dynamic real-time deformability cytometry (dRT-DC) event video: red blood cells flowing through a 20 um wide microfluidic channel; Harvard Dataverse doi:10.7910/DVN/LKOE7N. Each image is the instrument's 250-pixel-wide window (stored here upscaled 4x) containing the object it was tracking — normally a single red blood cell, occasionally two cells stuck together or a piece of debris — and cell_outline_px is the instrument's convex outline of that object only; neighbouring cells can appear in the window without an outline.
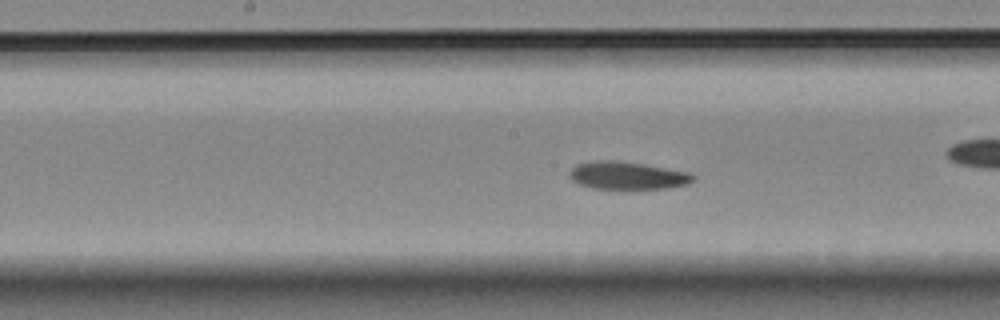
{"species": "Egyptian fruit bat (a non-hibernating species)", "species_latin": "Rousettus aegyptiacus", "temperature_condition": "room temperature", "stored_images_in_passage": 37, "camera_frame_rate_fps": 3000, "um_per_image_px": 0.085, "animal": {"sex": "female"}, "frame": {"image": 1, "passage_image": 22, "time_ms": 7.0, "image_size_px": [1000, 320], "cell_outline_px": [[696, 180], [688, 184], [668, 188], [628, 192], [592, 188], [580, 184], [572, 180], [568, 176], [568, 172], [576, 164], [600, 160], [616, 160], [644, 164], [688, 172], [696, 176]], "centroid_in_image_um": [53.34, 14.97], "position_along_channel_um": 194.9, "area_um2": 20.98}, "authors_computed_cell_mechanics": {"area_um2": 20.3456, "velocity_mm_per_s": 3.4809, "shape_relaxation_time_tau1_ms": 3.4014, "shape_relaxation_time_tau2_ms": 9.5377, "deformation_change_tau1": 0.113, "deformation_change_tau2": 0.1444}}